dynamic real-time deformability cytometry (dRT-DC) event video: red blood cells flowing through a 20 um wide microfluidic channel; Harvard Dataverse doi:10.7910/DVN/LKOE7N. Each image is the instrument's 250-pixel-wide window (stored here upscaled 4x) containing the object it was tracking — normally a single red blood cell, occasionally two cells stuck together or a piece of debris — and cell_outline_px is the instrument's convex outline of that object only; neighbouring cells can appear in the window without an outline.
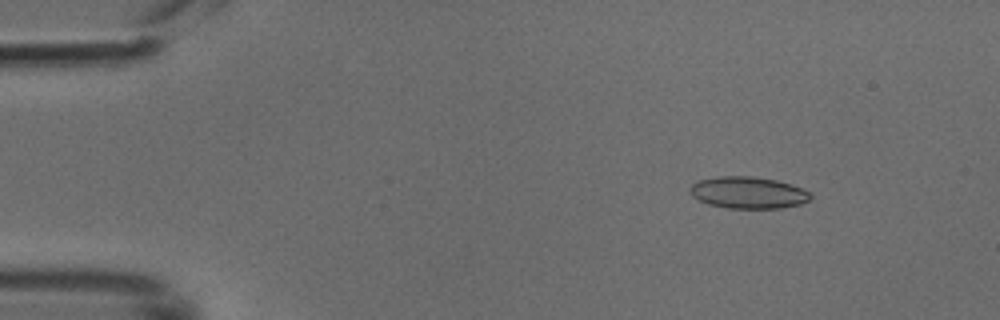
{"species": "common noctule bat (a hibernating species)", "species_latin": "Nyctalus noctula", "temperature_condition": "cold", "stored_images_in_passage": 50, "segment_of_instrument_passage": [1, 2], "camera_frame_rate_fps": 3000, "um_per_image_px": 0.085, "animal": {"sex": "male", "body_mass_g": 18.8}, "frame": {"image": 1, "passage_image": 6, "time_ms": 1.667, "image_size_px": [1000, 320], "cell_outline_px": [[812, 196], [808, 200], [800, 204], [780, 208], [728, 208], [708, 204], [692, 196], [688, 192], [688, 188], [696, 180], [716, 176], [752, 176], [776, 180], [812, 192]], "centroid_in_image_um": [63.54, 16.36], "position_along_channel_um": 21.5, "area_um2": 22.43}}
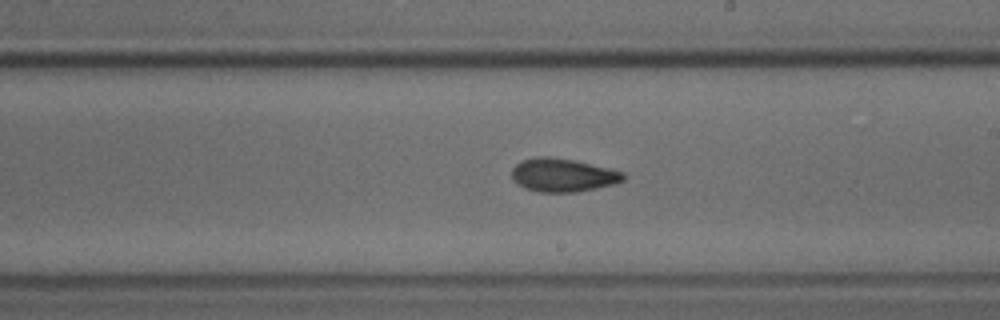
{"frame": {"image": 2, "passage_image": 28, "time_ms": 9.0, "image_size_px": [1000, 320], "cell_outline_px": [[624, 180], [616, 184], [576, 192], [540, 192], [524, 188], [516, 184], [512, 180], [512, 168], [520, 160], [536, 156], [548, 156], [572, 160], [608, 168], [624, 172]], "centroid_in_image_um": [47.8, 14.88], "position_along_channel_um": 241.2, "area_um2": 21.79}}
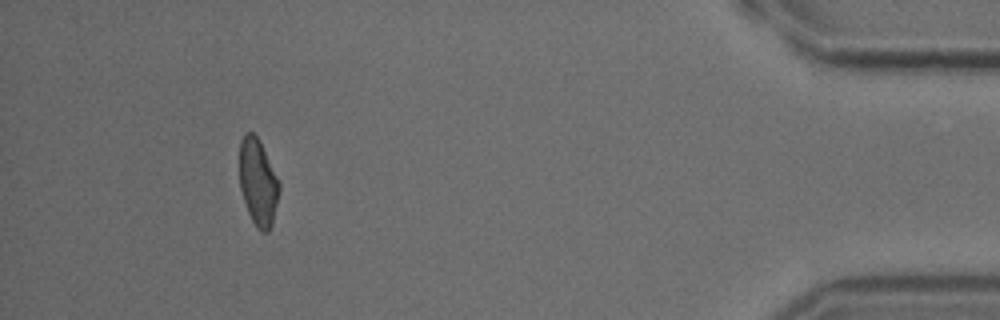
{"frame": {"image": 3, "passage_image": 45, "time_ms": 14.667, "image_size_px": [1000, 320], "cell_outline_px": [[280, 188], [272, 224], [268, 232], [260, 232], [256, 228], [248, 212], [240, 188], [240, 140], [248, 132], [252, 132], [256, 136], [280, 180]], "centroid_in_image_um": [21.94, 15.53], "position_along_channel_um": 413.3, "area_um2": 19.88}}